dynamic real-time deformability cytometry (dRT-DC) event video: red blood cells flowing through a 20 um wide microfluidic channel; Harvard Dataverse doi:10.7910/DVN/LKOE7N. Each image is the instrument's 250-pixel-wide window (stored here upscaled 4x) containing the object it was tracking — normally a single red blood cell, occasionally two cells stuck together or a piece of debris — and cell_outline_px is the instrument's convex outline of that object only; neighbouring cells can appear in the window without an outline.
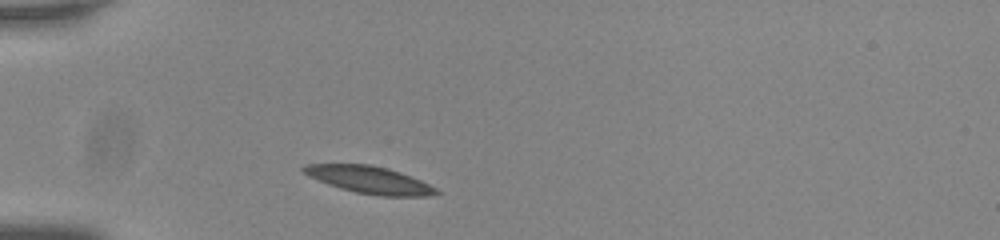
{"species": "common noctule bat (a hibernating species)", "species_latin": "Nyctalus noctula", "temperature_condition": "room temperature", "stored_images_in_passage": 34, "camera_frame_rate_fps": 3000, "um_per_image_px": 0.085, "animal": {"sex": "male", "body_mass_g": 20.0, "forearm_length_mm": 53.3}, "frame": {"image": 1, "passage_image": 1, "time_ms": 0.0, "image_size_px": [1000, 240], "cell_outline_px": [[440, 192], [424, 196], [380, 196], [356, 192], [340, 188], [328, 184], [304, 172], [300, 168], [304, 164], [368, 164], [400, 172], [420, 180], [436, 188]], "centroid_in_image_um": [31.4, 15.28], "position_along_channel_um": 53.6, "area_um2": 20.58}}
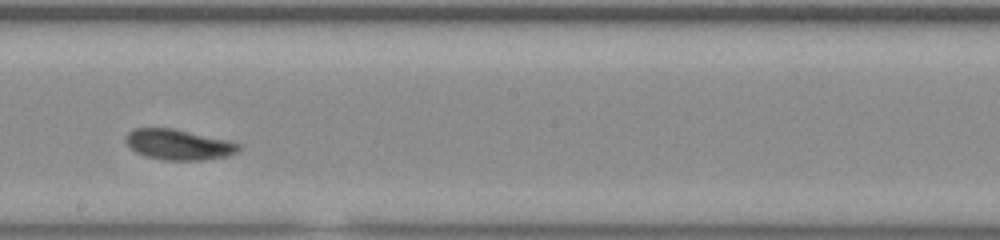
{"frame": {"image": 2, "passage_image": 17, "time_ms": 5.333, "image_size_px": [1000, 240], "cell_outline_px": [[240, 148], [236, 152], [228, 156], [204, 160], [164, 160], [148, 156], [136, 152], [124, 140], [124, 136], [128, 132], [136, 128], [172, 128], [224, 140], [240, 144]], "centroid_in_image_um": [15.14, 12.29], "position_along_channel_um": 233.1, "area_um2": 19.71}}
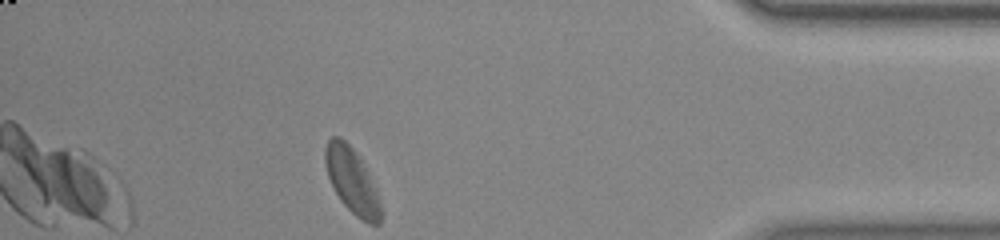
{"frame": {"image": 3, "passage_image": 34, "time_ms": 11.0, "image_size_px": [1000, 240], "cell_outline_px": [[380, 224], [368, 224], [356, 216], [344, 204], [336, 192], [328, 176], [324, 160], [324, 148], [328, 140], [332, 136], [340, 136], [352, 148], [360, 160], [364, 168], [380, 204]], "centroid_in_image_um": [29.85, 15.35], "position_along_channel_um": 405.3, "area_um2": 20.17}, "authors_computed_cell_mechanics": {"area_um2": 20.5479, "velocity_mm_per_s": 3.6829, "shape_relaxation_time_tau1_ms": 3.8776, "shape_relaxation_time_tau2_ms": 1.8948, "deformation_change_tau1": 0.1046, "deformation_change_tau2": 0.0568}}